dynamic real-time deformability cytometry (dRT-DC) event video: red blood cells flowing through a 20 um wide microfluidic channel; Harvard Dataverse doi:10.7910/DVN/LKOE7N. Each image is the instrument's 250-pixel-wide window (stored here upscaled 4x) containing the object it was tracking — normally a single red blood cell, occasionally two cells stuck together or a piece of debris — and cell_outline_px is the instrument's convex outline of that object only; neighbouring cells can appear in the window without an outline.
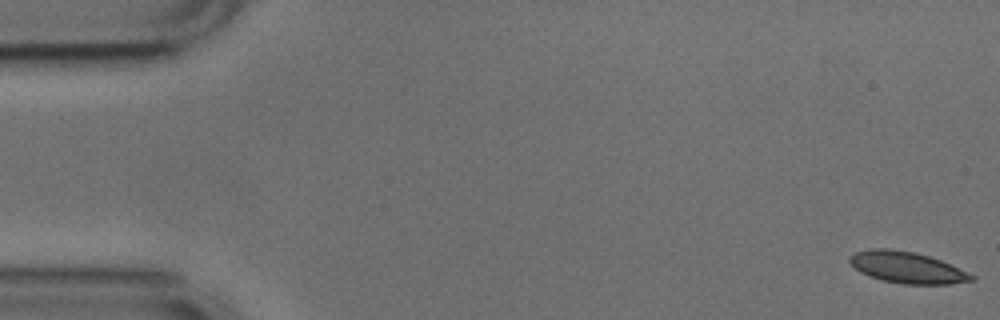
{"species": "common noctule bat (a hibernating species)", "species_latin": "Nyctalus noctula", "temperature_condition": "cold", "stored_images_in_passage": 53, "camera_frame_rate_fps": 3000, "um_per_image_px": 0.085, "animal": {"sex": "male", "body_mass_g": 17.9, "forearm_length_mm": 54.2}, "frame": {"image": 1, "passage_image": 1, "time_ms": 0.0, "image_size_px": [1000, 320], "cell_outline_px": [[976, 280], [948, 284], [904, 284], [884, 280], [868, 276], [860, 272], [848, 260], [848, 256], [856, 252], [868, 248], [888, 248], [916, 252], [940, 260], [976, 276]], "centroid_in_image_um": [77.08, 22.72], "position_along_channel_um": 7.9, "area_um2": 22.25}}
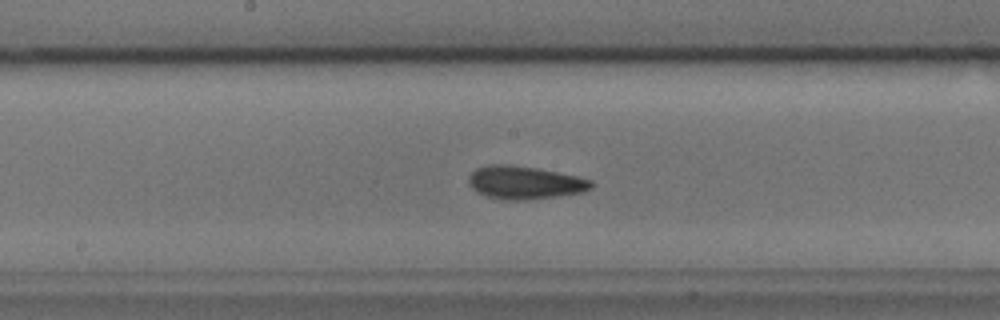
{"frame": {"image": 2, "passage_image": 27, "time_ms": 8.667, "image_size_px": [1000, 320], "cell_outline_px": [[592, 188], [580, 192], [552, 196], [520, 200], [504, 200], [484, 196], [472, 188], [468, 184], [468, 176], [476, 168], [488, 164], [512, 164], [536, 168], [576, 176], [592, 180]], "centroid_in_image_um": [44.52, 15.5], "position_along_channel_um": 203.7, "area_um2": 23.41}}
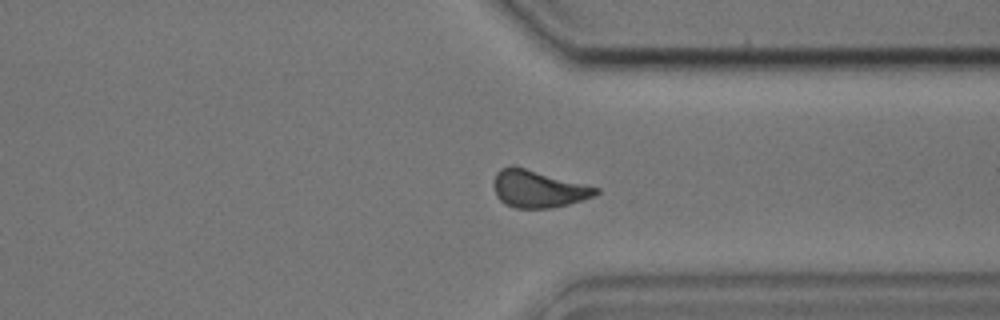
{"frame": {"image": 3, "passage_image": 40, "time_ms": 13.0, "image_size_px": [1000, 320], "cell_outline_px": [[600, 192], [592, 196], [568, 204], [552, 208], [516, 208], [504, 204], [496, 196], [492, 184], [496, 172], [500, 168], [512, 164], [516, 164], [600, 188]], "centroid_in_image_um": [45.69, 16.02], "position_along_channel_um": 365.7, "area_um2": 22.72}, "authors_computed_cell_mechanics": {"area_um2": 22.253, "velocity_mm_per_s": 3.7532, "shape_relaxation_time_tau1_ms": 4.8095, "shape_relaxation_time_tau2_ms": 3.7961, "deformation_change_tau1": 0.1091, "deformation_change_tau2": 0.0996}}